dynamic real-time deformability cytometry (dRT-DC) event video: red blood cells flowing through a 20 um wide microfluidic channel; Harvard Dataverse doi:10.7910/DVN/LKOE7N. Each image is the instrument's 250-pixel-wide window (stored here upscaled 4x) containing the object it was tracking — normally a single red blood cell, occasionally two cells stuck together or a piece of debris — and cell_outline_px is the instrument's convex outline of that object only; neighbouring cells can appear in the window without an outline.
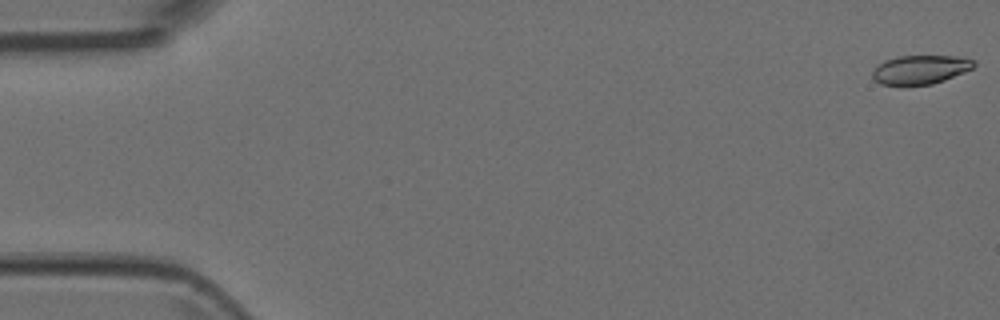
{"species": "Egyptian fruit bat (a non-hibernating species)", "species_latin": "Rousettus aegyptiacus", "temperature_condition": "room temperature", "stored_images_in_passage": 5, "camera_frame_rate_fps": 3000, "um_per_image_px": 0.085, "animal": {"sex": "female"}, "frame": {"image": 1, "passage_image": 1, "time_ms": 0.0, "image_size_px": [1000, 320], "cell_outline_px": [[976, 64], [972, 68], [964, 72], [944, 80], [932, 84], [880, 84], [872, 76], [872, 72], [884, 60], [896, 56], [956, 56], [976, 60]], "centroid_in_image_um": [78.26, 5.89], "position_along_channel_um": 6.7, "area_um2": 16.82}}
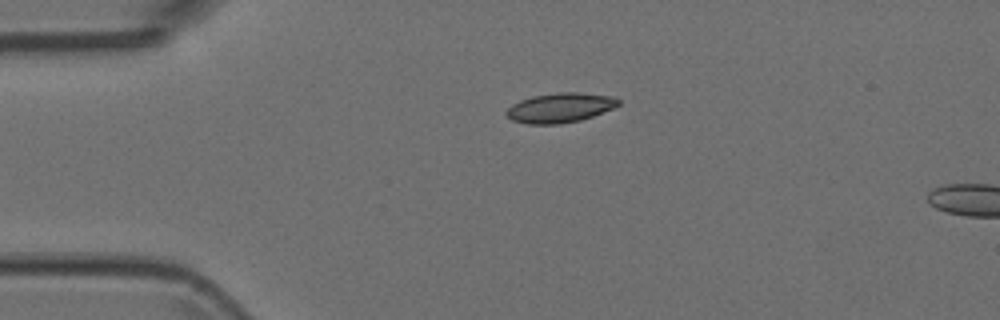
{"frame": {"image": 2, "passage_image": 4, "time_ms": 1.0, "image_size_px": [1000, 320], "cell_outline_px": [[620, 104], [612, 108], [592, 116], [580, 120], [560, 124], [528, 124], [512, 120], [504, 112], [512, 104], [520, 100], [532, 96], [556, 92], [576, 92], [616, 96], [620, 100]], "centroid_in_image_um": [47.61, 9.15], "position_along_channel_um": 37.4, "area_um2": 19.42}}